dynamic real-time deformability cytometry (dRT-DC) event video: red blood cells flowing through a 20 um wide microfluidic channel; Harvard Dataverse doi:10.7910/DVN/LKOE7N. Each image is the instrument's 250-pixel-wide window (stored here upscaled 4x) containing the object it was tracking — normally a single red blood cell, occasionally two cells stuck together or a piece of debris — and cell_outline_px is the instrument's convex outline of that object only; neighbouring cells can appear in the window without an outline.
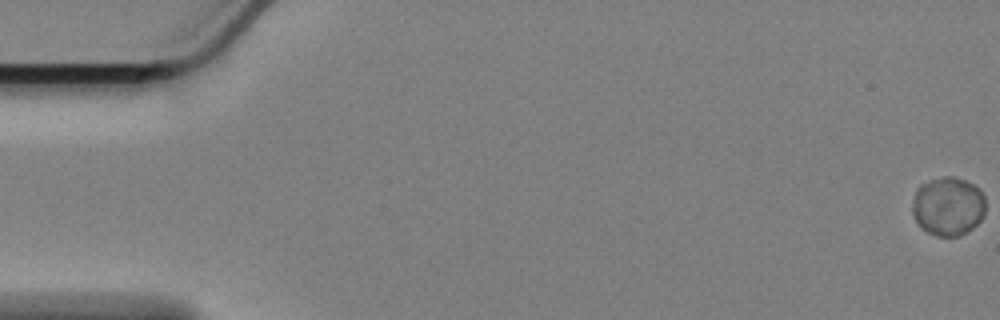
{"species": "Egyptian fruit bat (a non-hibernating species)", "species_latin": "Rousettus aegyptiacus", "temperature_condition": "cold", "stored_images_in_passage": 22, "camera_frame_rate_fps": 3000, "um_per_image_px": 0.085, "animal": {"sex": "female"}, "frame": {"image": 1, "passage_image": 1, "time_ms": 0.0, "image_size_px": [1000, 320], "cell_outline_px": [[984, 216], [972, 228], [960, 236], [936, 236], [920, 228], [912, 216], [912, 204], [916, 188], [920, 184], [944, 176], [952, 176], [964, 180], [972, 184], [984, 196]], "centroid_in_image_um": [80.54, 17.55], "position_along_channel_um": 4.5, "area_um2": 25.09}}
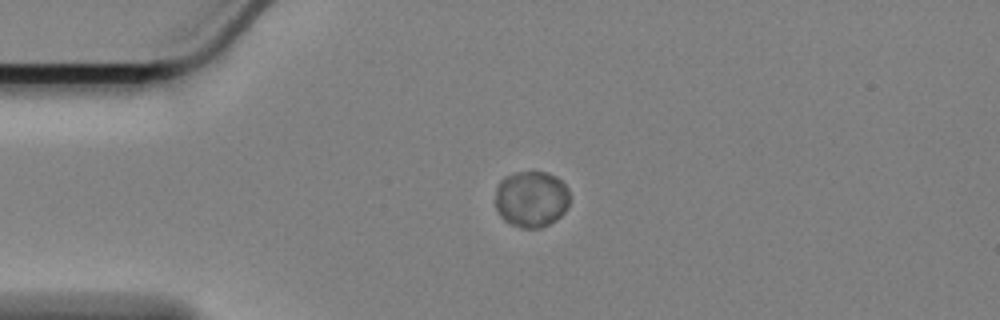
{"frame": {"image": 2, "passage_image": 15, "time_ms": 4.667, "image_size_px": [1000, 320], "cell_outline_px": [[568, 208], [556, 220], [540, 228], [520, 228], [504, 220], [500, 216], [496, 208], [496, 188], [500, 180], [504, 176], [516, 172], [544, 172], [556, 176], [568, 188]], "centroid_in_image_um": [45.15, 16.92], "position_along_channel_um": 39.9, "area_um2": 24.51}}
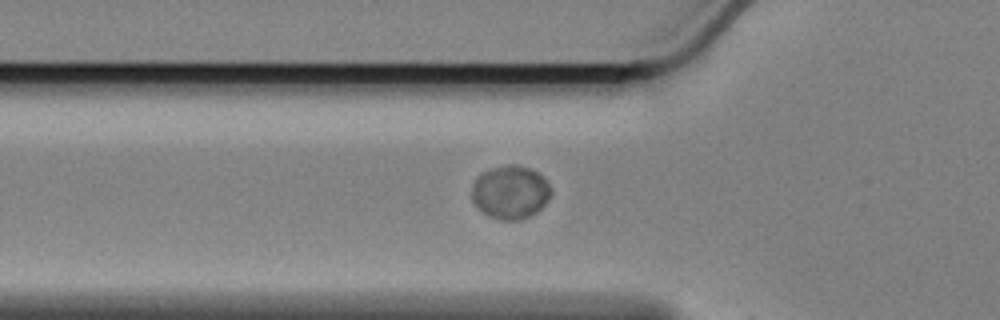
{"frame": {"image": 3, "passage_image": 21, "time_ms": 6.667, "image_size_px": [1000, 320], "cell_outline_px": [[552, 192], [548, 200], [536, 212], [520, 220], [500, 220], [488, 216], [472, 200], [472, 184], [476, 176], [480, 172], [492, 168], [508, 164], [516, 164], [528, 168], [544, 176], [552, 188]], "centroid_in_image_um": [43.38, 16.32], "position_along_channel_um": 82.4, "area_um2": 24.8}}